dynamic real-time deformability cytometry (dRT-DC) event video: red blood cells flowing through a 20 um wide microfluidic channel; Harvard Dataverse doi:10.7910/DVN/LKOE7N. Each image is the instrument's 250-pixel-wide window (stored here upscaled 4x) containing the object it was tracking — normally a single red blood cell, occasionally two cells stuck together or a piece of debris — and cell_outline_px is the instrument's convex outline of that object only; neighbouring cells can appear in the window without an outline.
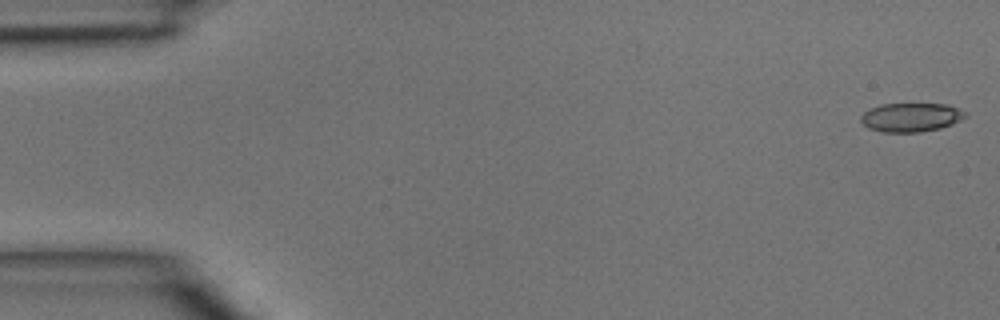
{"species": "common noctule bat (a hibernating species)", "species_latin": "Nyctalus noctula", "temperature_condition": "room temperature", "stored_images_in_passage": 43, "camera_frame_rate_fps": 3000, "um_per_image_px": 0.085, "animal": {"sex": "male", "body_mass_g": 15.6}, "frame": {"image": 1, "passage_image": 1, "time_ms": 0.0, "image_size_px": [1000, 320], "cell_outline_px": [[968, 116], [960, 120], [940, 128], [920, 132], [880, 132], [868, 128], [860, 120], [860, 116], [864, 112], [880, 104], [948, 104], [964, 112]], "centroid_in_image_um": [77.4, 9.97], "position_along_channel_um": 7.6, "area_um2": 17.46}}
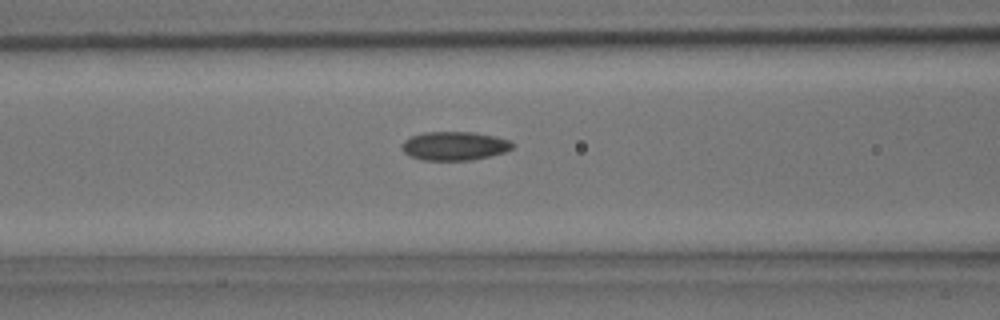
{"frame": {"image": 2, "passage_image": 18, "time_ms": 5.667, "image_size_px": [1000, 320], "cell_outline_px": [[512, 148], [504, 152], [472, 160], [424, 160], [408, 156], [404, 152], [404, 140], [412, 136], [424, 132], [472, 132], [492, 136], [508, 140], [512, 144]], "centroid_in_image_um": [38.6, 12.41], "position_along_channel_um": 128.0, "area_um2": 18.15}}
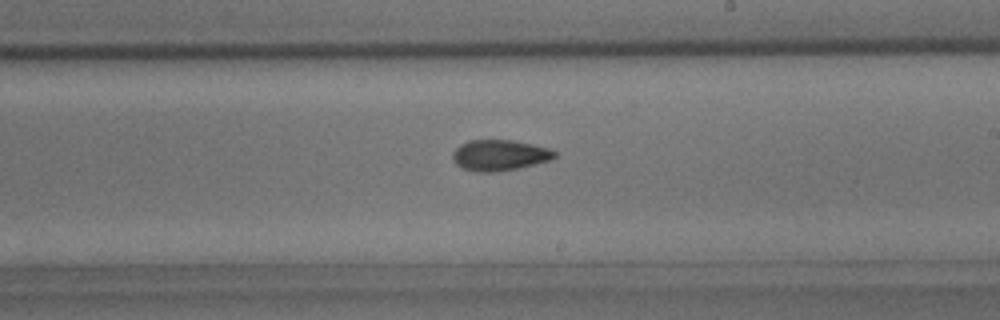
{"frame": {"image": 3, "passage_image": 26, "time_ms": 8.333, "image_size_px": [1000, 320], "cell_outline_px": [[556, 156], [552, 160], [516, 168], [492, 172], [476, 172], [460, 168], [452, 160], [452, 152], [460, 144], [468, 140], [512, 140], [532, 144], [548, 148], [556, 152]], "centroid_in_image_um": [42.42, 13.19], "position_along_channel_um": 246.6, "area_um2": 18.38}}